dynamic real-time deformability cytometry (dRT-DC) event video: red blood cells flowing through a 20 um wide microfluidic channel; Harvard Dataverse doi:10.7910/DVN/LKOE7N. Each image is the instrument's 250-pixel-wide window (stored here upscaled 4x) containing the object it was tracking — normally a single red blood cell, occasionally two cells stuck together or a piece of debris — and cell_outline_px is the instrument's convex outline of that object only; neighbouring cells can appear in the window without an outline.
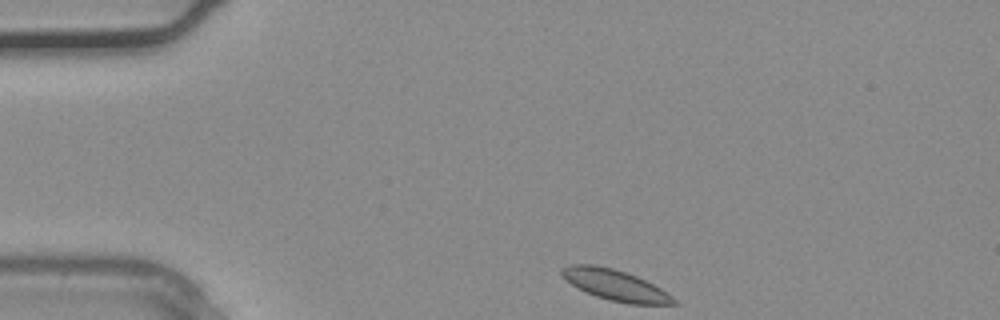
{"species": "common noctule bat (a hibernating species)", "species_latin": "Nyctalus noctula", "temperature_condition": "warm", "stored_images_in_passage": 2, "camera_frame_rate_fps": 3000, "um_per_image_px": 0.085, "animal": {"sex": "male", "body_mass_g": 20.4}, "frame": {"image": 1, "passage_image": 1, "time_ms": 0.0, "image_size_px": [1000, 320], "cell_outline_px": [[680, 304], [628, 304], [608, 300], [596, 296], [572, 284], [560, 272], [560, 268], [572, 264], [596, 264], [612, 268], [636, 276], [660, 288], [672, 296]], "centroid_in_image_um": [52.31, 24.23], "position_along_channel_um": 32.7, "area_um2": 19.77}}